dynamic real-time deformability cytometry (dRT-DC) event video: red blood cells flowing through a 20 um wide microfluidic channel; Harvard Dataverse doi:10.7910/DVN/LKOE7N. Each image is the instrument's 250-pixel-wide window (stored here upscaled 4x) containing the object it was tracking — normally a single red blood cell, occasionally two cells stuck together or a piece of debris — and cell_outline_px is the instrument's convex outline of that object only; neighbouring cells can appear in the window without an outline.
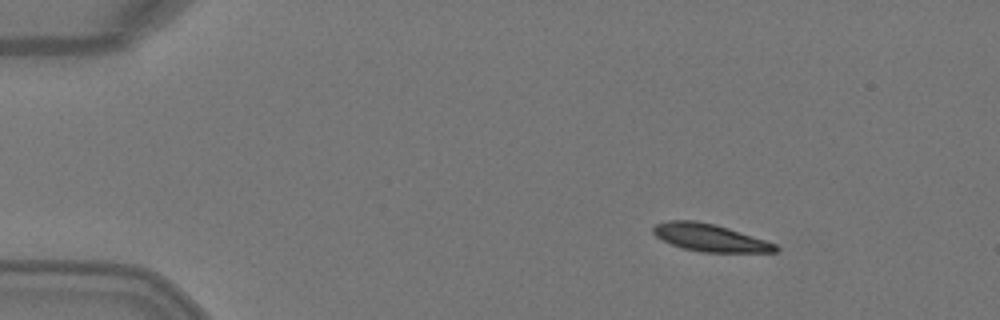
{"species": "Egyptian fruit bat (a non-hibernating species)", "species_latin": "Rousettus aegyptiacus", "temperature_condition": "warm", "stored_images_in_passage": 2, "camera_frame_rate_fps": 3000, "um_per_image_px": 0.085, "animal": {"sex": "female"}, "frame": {"image": 1, "passage_image": 1, "time_ms": 0.0, "image_size_px": [1000, 320], "cell_outline_px": [[780, 248], [776, 252], [700, 252], [680, 248], [656, 236], [652, 232], [652, 228], [656, 224], [668, 220], [696, 220], [716, 224], [776, 244]], "centroid_in_image_um": [60.32, 20.2], "position_along_channel_um": 24.7, "area_um2": 19.54}}